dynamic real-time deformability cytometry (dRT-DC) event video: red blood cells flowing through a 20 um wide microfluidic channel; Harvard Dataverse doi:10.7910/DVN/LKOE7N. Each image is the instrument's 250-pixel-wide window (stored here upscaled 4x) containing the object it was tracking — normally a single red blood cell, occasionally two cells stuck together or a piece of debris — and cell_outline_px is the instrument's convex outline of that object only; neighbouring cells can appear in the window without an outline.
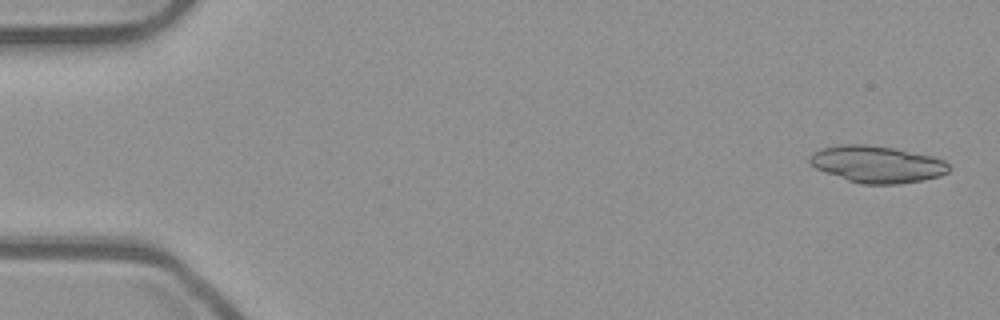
{"species": "common noctule bat (a hibernating species)", "species_latin": "Nyctalus noctula", "temperature_condition": "room temperature", "stored_images_in_passage": 24, "camera_frame_rate_fps": 3000, "um_per_image_px": 0.085, "animal": {"sex": "male", "body_mass_g": 23.1, "forearm_length_mm": 52.7}, "frame": {"image": 1, "passage_image": 2, "time_ms": 0.333, "image_size_px": [1000, 320], "cell_outline_px": [[952, 168], [948, 172], [940, 176], [924, 180], [896, 184], [860, 184], [824, 172], [816, 168], [808, 160], [812, 152], [820, 148], [840, 144], [868, 144], [896, 148], [932, 156], [944, 160]], "centroid_in_image_um": [74.55, 13.95], "position_along_channel_um": 10.4, "area_um2": 30.17}}